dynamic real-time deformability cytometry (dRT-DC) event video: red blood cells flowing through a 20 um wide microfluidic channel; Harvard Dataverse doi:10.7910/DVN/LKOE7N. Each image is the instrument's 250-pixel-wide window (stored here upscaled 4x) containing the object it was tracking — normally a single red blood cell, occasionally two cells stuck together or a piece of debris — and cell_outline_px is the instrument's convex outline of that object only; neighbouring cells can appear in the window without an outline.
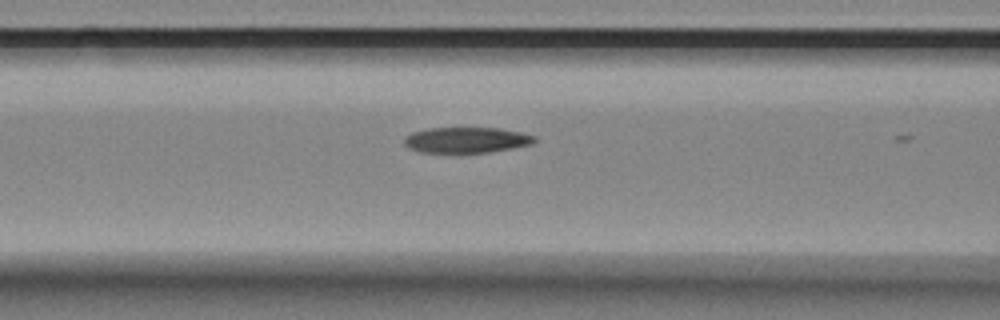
{"species": "Egyptian fruit bat (a non-hibernating species)", "species_latin": "Rousettus aegyptiacus", "temperature_condition": "room temperature", "stored_images_in_passage": 6, "camera_frame_rate_fps": 3000, "um_per_image_px": 0.085, "animal": {"sex": "female"}, "frame": {"image": 1, "passage_image": 6, "time_ms": 7.0, "image_size_px": [1000, 320], "cell_outline_px": [[536, 140], [532, 144], [512, 148], [488, 152], [420, 152], [408, 148], [404, 144], [404, 136], [412, 132], [428, 128], [500, 128], [524, 132], [536, 136]], "centroid_in_image_um": [39.65, 11.89], "position_along_channel_um": 126.9, "area_um2": 19.59}}